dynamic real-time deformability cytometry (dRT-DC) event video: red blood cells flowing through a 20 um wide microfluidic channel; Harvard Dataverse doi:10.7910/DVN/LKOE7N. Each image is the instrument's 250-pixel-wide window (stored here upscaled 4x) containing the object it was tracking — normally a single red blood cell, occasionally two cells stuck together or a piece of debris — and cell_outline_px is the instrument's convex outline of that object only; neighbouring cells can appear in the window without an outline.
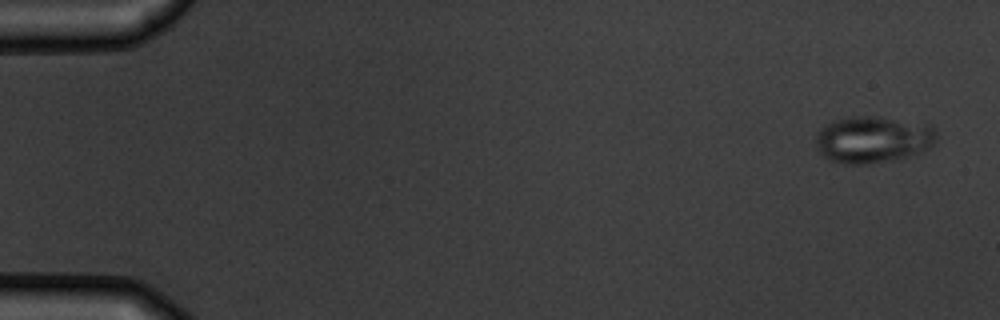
{"species": "common noctule bat (a hibernating species)", "species_latin": "Nyctalus noctula", "temperature_condition": "warm", "stored_images_in_passage": 5, "camera_frame_rate_fps": 3000, "um_per_image_px": 0.085, "animal": {"sex": "male", "body_mass_g": 19.5, "forearm_length_mm": 54.6}, "frame": {"image": 1, "passage_image": 1, "time_ms": 0.0, "image_size_px": [1000, 320], "cell_outline_px": [[936, 140], [928, 148], [920, 152], [892, 160], [864, 164], [844, 164], [828, 160], [820, 156], [816, 148], [816, 132], [820, 128], [836, 120], [848, 116], [880, 116], [932, 124], [936, 132]], "centroid_in_image_um": [74.17, 11.84], "position_along_channel_um": 10.8, "area_um2": 33.35}}